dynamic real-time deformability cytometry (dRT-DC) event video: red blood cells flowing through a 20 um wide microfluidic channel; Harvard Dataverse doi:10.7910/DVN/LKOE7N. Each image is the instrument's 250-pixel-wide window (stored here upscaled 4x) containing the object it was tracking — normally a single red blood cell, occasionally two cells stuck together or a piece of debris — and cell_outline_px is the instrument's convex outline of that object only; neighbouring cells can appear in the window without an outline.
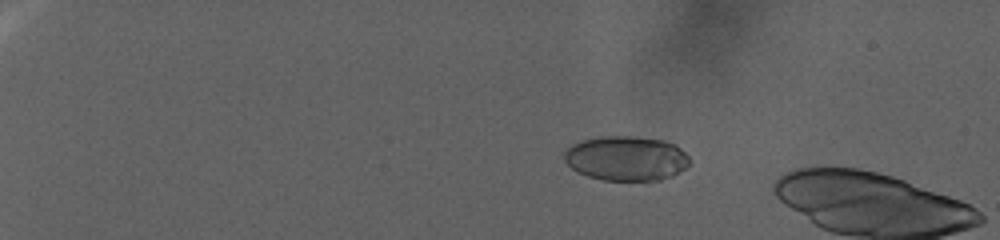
{"species": "human", "species_latin": "Homo sapiens", "temperature_condition": "warm", "stored_images_in_passage": 23, "camera_frame_rate_fps": 3000, "um_per_image_px": 0.085, "donor": {"sex": "female"}, "frame": {"image": 1, "passage_image": 1, "time_ms": 0.0, "image_size_px": [1000, 240], "cell_outline_px": [[692, 160], [684, 168], [672, 176], [660, 180], [604, 180], [588, 176], [572, 168], [564, 160], [564, 152], [572, 144], [584, 140], [604, 136], [632, 136], [664, 140], [676, 144]], "centroid_in_image_um": [53.25, 13.45], "position_along_channel_um": 31.7, "area_um2": 32.48}}